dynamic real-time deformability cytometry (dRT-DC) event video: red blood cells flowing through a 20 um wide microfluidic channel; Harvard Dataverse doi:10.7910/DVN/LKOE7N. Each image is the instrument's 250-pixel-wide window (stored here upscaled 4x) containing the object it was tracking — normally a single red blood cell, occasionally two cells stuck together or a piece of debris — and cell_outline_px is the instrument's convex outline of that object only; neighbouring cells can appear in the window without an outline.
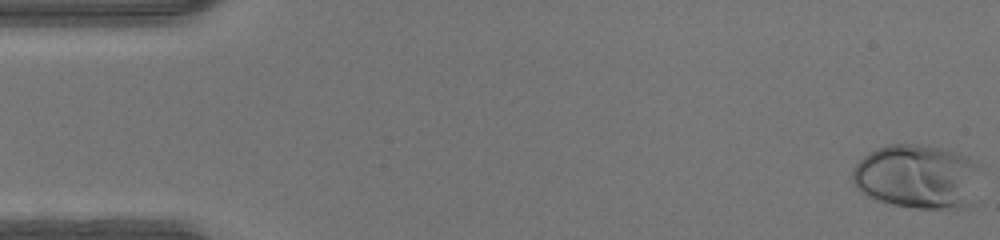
{"species": "human", "species_latin": "Homo sapiens", "temperature_condition": "warm", "stored_images_in_passage": 47, "camera_frame_rate_fps": 3000, "um_per_image_px": 0.085, "donor": {"sex": "male"}, "frame": {"image": 1, "passage_image": 1, "time_ms": 0.0, "image_size_px": [1000, 240], "cell_outline_px": [[984, 168], [976, 204], [968, 208], [916, 208], [892, 204], [868, 196], [856, 188], [852, 180], [852, 168], [864, 156], [876, 148], [888, 144], [916, 144], [940, 148], [956, 152], [968, 156], [980, 164]], "centroid_in_image_um": [78.11, 15.02], "position_along_channel_um": 6.9, "area_um2": 49.48}}
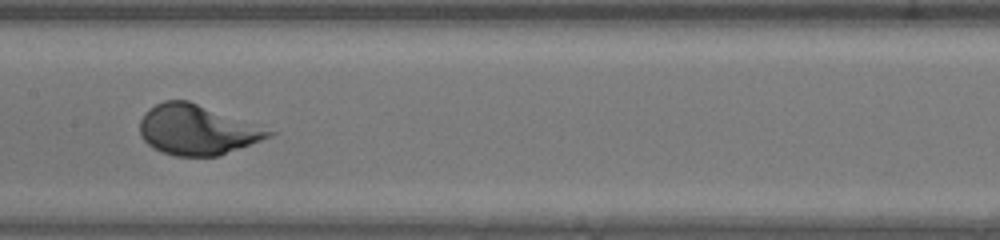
{"frame": {"image": 2, "passage_image": 24, "time_ms": 7.667, "image_size_px": [1000, 240], "cell_outline_px": [[276, 132], [272, 136], [220, 156], [176, 156], [160, 152], [152, 148], [140, 136], [140, 120], [144, 112], [148, 108], [164, 100], [188, 100]], "centroid_in_image_um": [16.7, 11.05], "position_along_channel_um": 190.7, "area_um2": 37.45}}
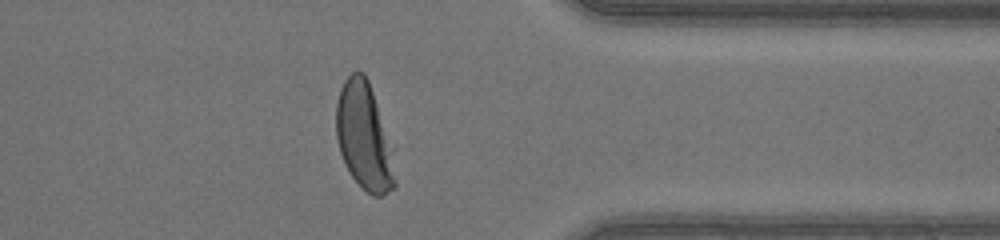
{"frame": {"image": 3, "passage_image": 38, "time_ms": 12.333, "image_size_px": [1000, 240], "cell_outline_px": [[396, 188], [384, 196], [372, 196], [352, 176], [340, 152], [336, 136], [336, 104], [340, 88], [344, 80], [352, 72], [364, 72], [368, 80], [396, 148]], "centroid_in_image_um": [31.03, 11.62], "position_along_channel_um": 380.4, "area_um2": 37.8}}